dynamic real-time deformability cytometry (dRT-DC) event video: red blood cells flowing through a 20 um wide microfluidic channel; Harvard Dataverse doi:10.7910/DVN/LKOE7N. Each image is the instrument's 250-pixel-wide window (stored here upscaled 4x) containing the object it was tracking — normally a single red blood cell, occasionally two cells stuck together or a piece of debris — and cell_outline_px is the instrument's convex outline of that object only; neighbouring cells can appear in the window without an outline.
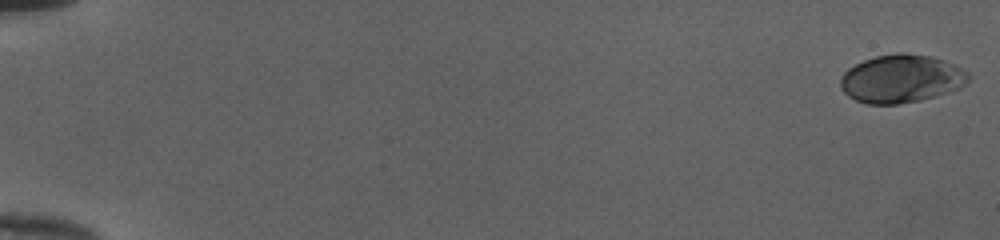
{"species": "human", "species_latin": "Homo sapiens", "temperature_condition": "cold", "stored_images_in_passage": 53, "camera_frame_rate_fps": 3000, "um_per_image_px": 0.085, "donor": {"sex": "female"}, "frame": {"image": 1, "passage_image": 1, "time_ms": 0.0, "image_size_px": [1000, 240], "cell_outline_px": [[972, 76], [964, 84], [948, 92], [936, 96], [920, 100], [896, 104], [868, 104], [856, 100], [848, 96], [840, 88], [840, 80], [844, 72], [848, 68], [864, 60], [876, 56], [900, 52], [904, 52], [932, 56], [956, 64], [964, 68]], "centroid_in_image_um": [76.62, 6.68], "position_along_channel_um": 8.4, "area_um2": 36.01}}
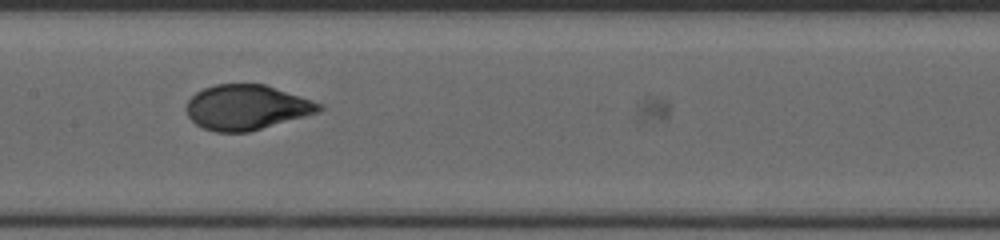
{"frame": {"image": 2, "passage_image": 29, "time_ms": 9.333, "image_size_px": [1000, 240], "cell_outline_px": [[324, 108], [320, 112], [248, 132], [216, 132], [204, 128], [196, 124], [188, 116], [188, 100], [196, 92], [204, 88], [216, 84], [264, 84], [324, 104]], "centroid_in_image_um": [20.99, 9.12], "position_along_channel_um": 186.4, "area_um2": 34.56}}
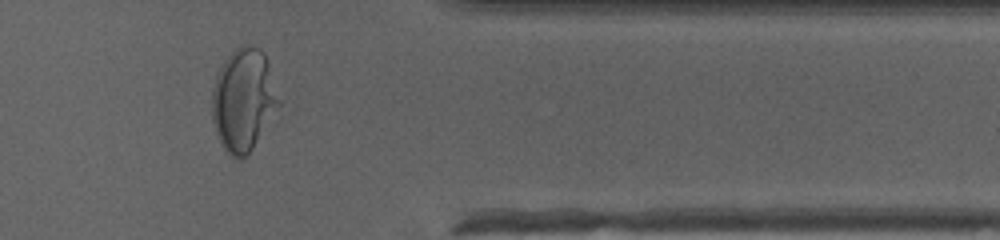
{"frame": {"image": 3, "passage_image": 45, "time_ms": 14.667, "image_size_px": [1000, 240], "cell_outline_px": [[280, 104], [252, 148], [240, 160], [232, 156], [224, 148], [216, 132], [212, 120], [212, 88], [216, 76], [224, 60], [236, 48], [260, 48], [264, 52], [280, 100]], "centroid_in_image_um": [20.67, 8.5], "position_along_channel_um": 390.7, "area_um2": 38.96}}